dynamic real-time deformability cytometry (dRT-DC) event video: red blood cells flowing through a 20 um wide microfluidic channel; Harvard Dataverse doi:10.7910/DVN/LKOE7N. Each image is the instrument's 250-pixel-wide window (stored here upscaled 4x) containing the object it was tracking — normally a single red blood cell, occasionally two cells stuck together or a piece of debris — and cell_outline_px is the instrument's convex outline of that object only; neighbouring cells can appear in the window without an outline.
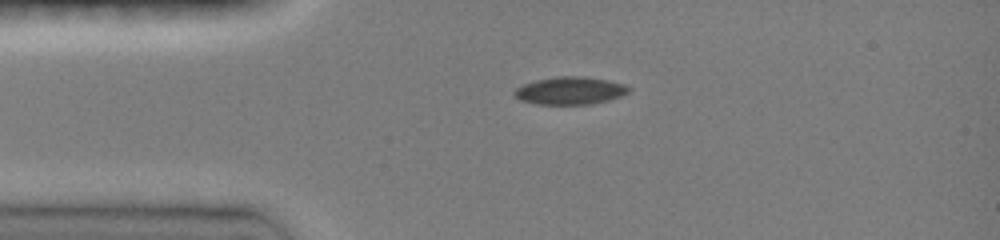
{"species": "common noctule bat (a hibernating species)", "species_latin": "Nyctalus noctula", "temperature_condition": "room temperature", "stored_images_in_passage": 3, "camera_frame_rate_fps": 3000, "um_per_image_px": 0.085, "animal": {"sex": "female", "body_mass_g": 19.0, "forearm_length_mm": 51.5}, "frame": {"image": 1, "passage_image": 1, "time_ms": 0.0, "image_size_px": [1000, 240], "cell_outline_px": [[632, 88], [628, 92], [620, 96], [608, 100], [588, 104], [536, 104], [520, 100], [512, 92], [516, 88], [524, 84], [536, 80], [556, 76], [584, 76], [608, 80], [624, 84]], "centroid_in_image_um": [48.45, 7.69], "position_along_channel_um": 36.5, "area_um2": 18.38}}